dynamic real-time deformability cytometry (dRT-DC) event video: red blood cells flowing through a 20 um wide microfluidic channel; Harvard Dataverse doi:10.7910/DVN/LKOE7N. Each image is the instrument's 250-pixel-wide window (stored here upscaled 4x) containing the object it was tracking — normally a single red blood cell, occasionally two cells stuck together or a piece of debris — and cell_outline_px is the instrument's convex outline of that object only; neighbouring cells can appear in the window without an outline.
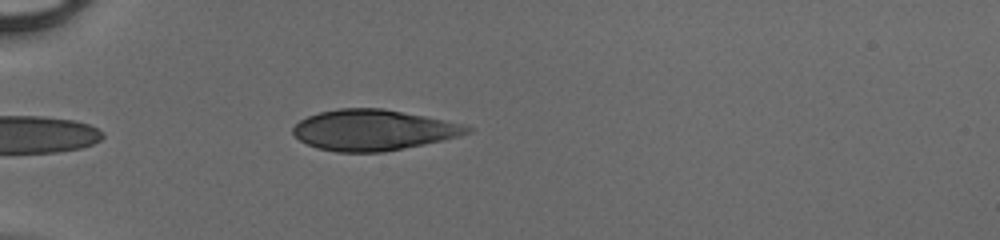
{"species": "human", "species_latin": "Homo sapiens", "temperature_condition": "cold", "stored_images_in_passage": 31, "camera_frame_rate_fps": 3000, "um_per_image_px": 0.085, "donor": {"sex": "male"}, "frame": {"image": 1, "passage_image": 1, "time_ms": 0.0, "image_size_px": [1000, 240], "cell_outline_px": [[472, 128], [468, 132], [460, 136], [424, 144], [380, 152], [336, 152], [316, 148], [300, 140], [292, 132], [292, 128], [300, 120], [308, 116], [320, 112], [340, 108], [384, 108], [464, 124]], "centroid_in_image_um": [31.7, 11.05], "position_along_channel_um": 53.3, "area_um2": 41.04}}
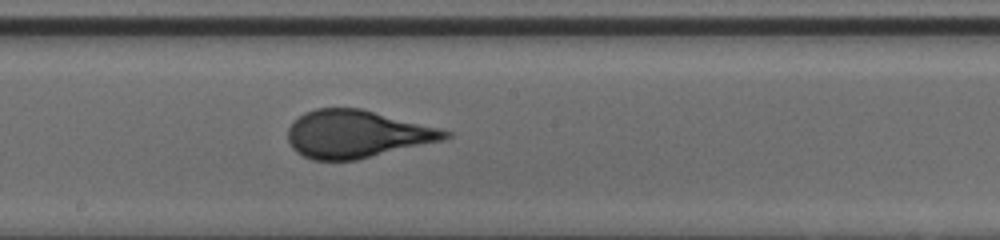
{"frame": {"image": 2, "passage_image": 14, "time_ms": 4.333, "image_size_px": [1000, 240], "cell_outline_px": [[452, 136], [444, 140], [356, 160], [312, 160], [296, 152], [292, 148], [288, 140], [288, 128], [304, 112], [316, 108], [360, 108], [440, 128], [452, 132]], "centroid_in_image_um": [30.33, 11.4], "position_along_channel_um": 217.9, "area_um2": 43.52}}
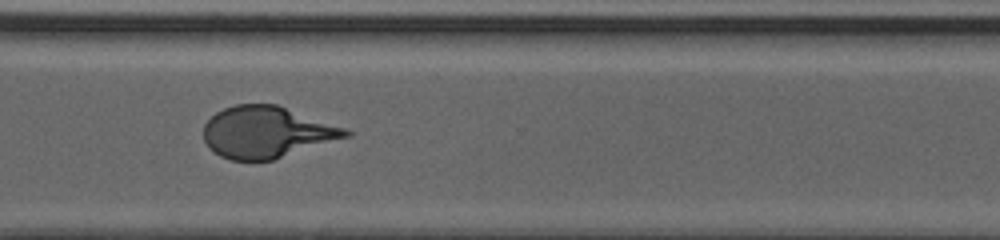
{"frame": {"image": 3, "passage_image": 23, "time_ms": 7.333, "image_size_px": [1000, 240], "cell_outline_px": [[352, 136], [272, 160], [232, 160], [220, 156], [208, 148], [204, 140], [204, 124], [216, 112], [224, 108], [236, 104], [276, 104], [348, 128], [352, 132]], "centroid_in_image_um": [22.7, 11.23], "position_along_channel_um": 347.9, "area_um2": 42.89}}